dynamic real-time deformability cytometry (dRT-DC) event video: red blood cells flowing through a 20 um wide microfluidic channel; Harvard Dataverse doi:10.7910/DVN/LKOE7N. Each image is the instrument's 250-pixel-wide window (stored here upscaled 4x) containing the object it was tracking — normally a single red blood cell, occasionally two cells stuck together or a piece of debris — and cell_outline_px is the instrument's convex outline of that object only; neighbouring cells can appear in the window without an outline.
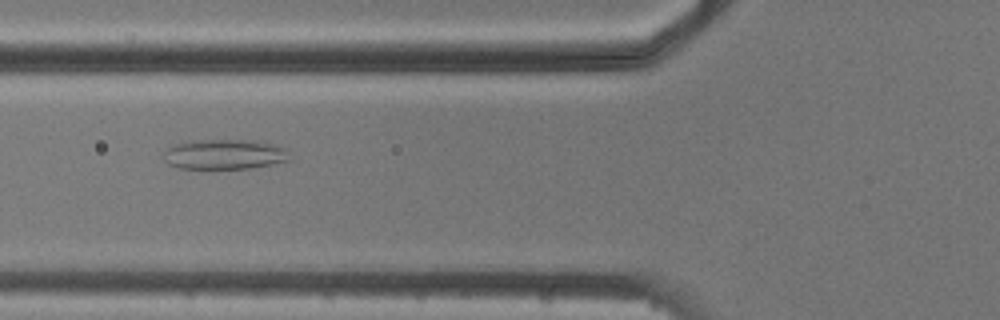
{"species": "common noctule bat (a hibernating species)", "species_latin": "Nyctalus noctula", "temperature_condition": "cold", "stored_images_in_passage": 8, "camera_frame_rate_fps": 3000, "um_per_image_px": 0.085, "animal": {"sex": "male", "body_mass_g": 20.5, "forearm_length_mm": 52.5}, "frame": {"image": 1, "passage_image": 6, "time_ms": 6.0, "image_size_px": [1000, 320], "cell_outline_px": [[288, 160], [272, 164], [252, 168], [180, 168], [168, 164], [164, 160], [164, 152], [172, 144], [200, 140], [264, 140], [288, 148]], "centroid_in_image_um": [19.13, 13.1], "position_along_channel_um": 106.7, "area_um2": 22.2}}